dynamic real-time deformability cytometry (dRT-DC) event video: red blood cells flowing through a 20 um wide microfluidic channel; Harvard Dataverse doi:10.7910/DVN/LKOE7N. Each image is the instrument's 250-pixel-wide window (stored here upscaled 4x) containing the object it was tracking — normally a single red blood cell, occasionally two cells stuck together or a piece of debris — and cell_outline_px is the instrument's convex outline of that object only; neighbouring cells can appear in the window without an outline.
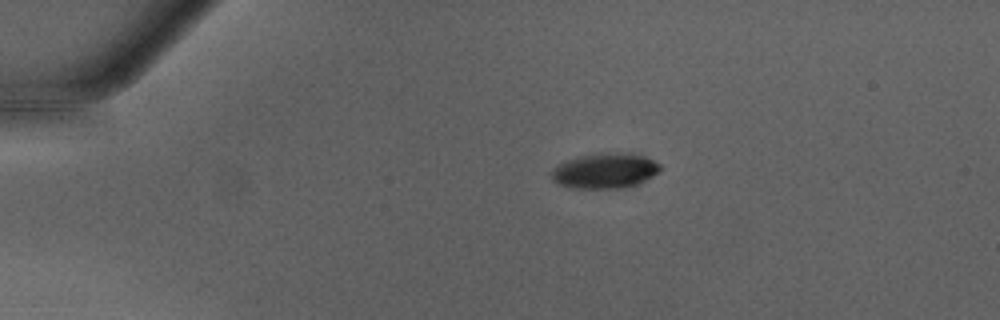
{"species": "Egyptian fruit bat (a non-hibernating species)", "species_latin": "Rousettus aegyptiacus", "temperature_condition": "warm", "stored_images_in_passage": 39, "camera_frame_rate_fps": 3000, "um_per_image_px": 0.085, "animal": {"sex": "male"}, "frame": {"image": 1, "passage_image": 1, "time_ms": 0.0, "image_size_px": [1000, 320], "cell_outline_px": [[660, 168], [652, 176], [640, 184], [624, 188], [568, 188], [552, 180], [552, 168], [568, 160], [580, 156], [596, 152], [624, 152], [644, 156], [660, 164]], "centroid_in_image_um": [51.41, 14.51], "position_along_channel_um": 33.6, "area_um2": 22.43}}
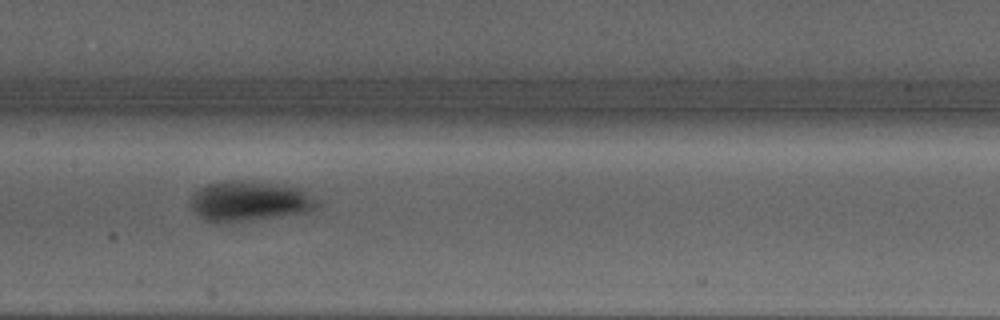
{"frame": {"image": 2, "passage_image": 16, "time_ms": 5.0, "image_size_px": [1000, 320], "cell_outline_px": [[320, 204], [316, 208], [308, 212], [252, 220], [220, 224], [208, 220], [200, 216], [192, 208], [192, 192], [208, 184], [228, 180], [236, 180], [268, 184], [296, 188], [320, 200]], "centroid_in_image_um": [21.19, 17.12], "position_along_channel_um": 186.2, "area_um2": 29.13}}
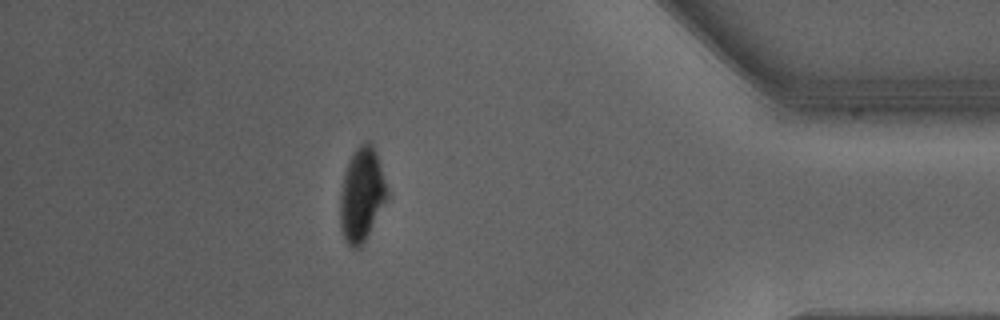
{"frame": {"image": 3, "passage_image": 34, "time_ms": 11.0, "image_size_px": [1000, 320], "cell_outline_px": [[388, 200], [360, 248], [352, 248], [344, 240], [340, 228], [340, 192], [344, 176], [348, 164], [356, 148], [364, 140], [372, 140], [376, 152], [388, 192]], "centroid_in_image_um": [30.75, 16.56], "position_along_channel_um": 404.4, "area_um2": 25.72}, "authors_computed_cell_mechanics": {"area_um2": 27.2238, "velocity_mm_per_s": 4.2853, "shape_relaxation_time_tau1_ms": 2.6742, "shape_relaxation_time_tau2_ms": null, "deformation_change_tau1": 0.144, "deformation_change_tau2": null}}